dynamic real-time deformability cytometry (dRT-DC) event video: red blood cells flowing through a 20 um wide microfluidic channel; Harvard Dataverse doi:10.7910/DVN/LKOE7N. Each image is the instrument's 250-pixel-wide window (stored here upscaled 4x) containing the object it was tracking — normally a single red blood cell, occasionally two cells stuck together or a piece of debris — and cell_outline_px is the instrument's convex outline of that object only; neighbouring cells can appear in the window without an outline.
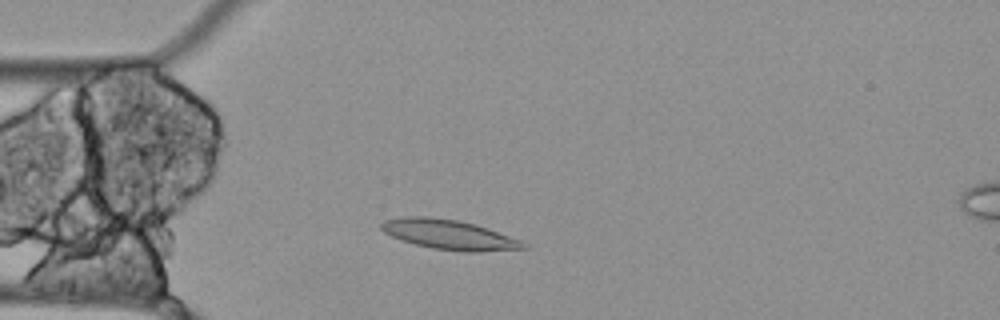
{"species": "Egyptian fruit bat (a non-hibernating species)", "species_latin": "Rousettus aegyptiacus", "temperature_condition": "cold", "stored_images_in_passage": 49, "camera_frame_rate_fps": 3000, "um_per_image_px": 0.085, "animal": {"sex": "female"}, "frame": {"image": 1, "passage_image": 7, "time_ms": 2.0, "image_size_px": [1000, 320], "cell_outline_px": [[528, 248], [480, 252], [460, 252], [432, 248], [416, 244], [392, 236], [384, 232], [380, 228], [380, 224], [384, 220], [404, 216], [428, 216], [460, 220], [476, 224], [488, 228], [520, 240], [528, 244]], "centroid_in_image_um": [38.2, 19.94], "position_along_channel_um": 46.8, "area_um2": 24.8}}
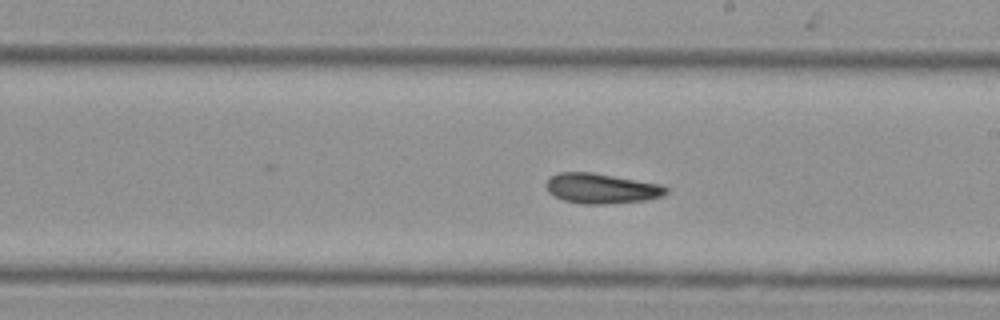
{"frame": {"image": 2, "passage_image": 24, "time_ms": 7.667, "image_size_px": [1000, 320], "cell_outline_px": [[668, 192], [664, 196], [648, 200], [604, 204], [584, 204], [564, 200], [548, 192], [548, 180], [552, 176], [560, 172], [592, 172], [664, 184], [668, 188]], "centroid_in_image_um": [51.22, 16.01], "position_along_channel_um": 237.8, "area_um2": 21.1}}
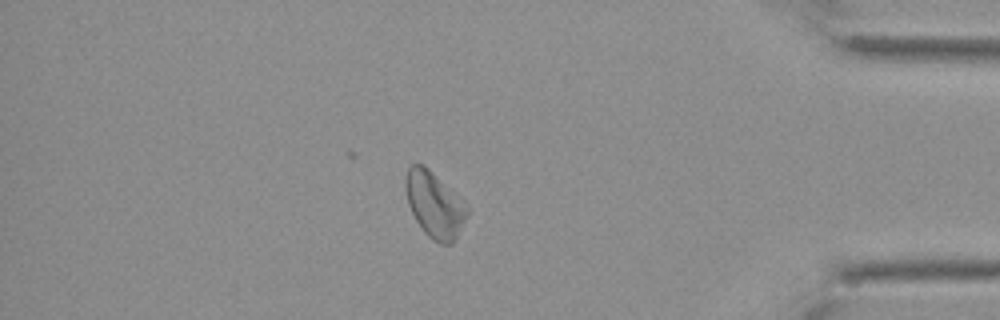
{"frame": {"image": 3, "passage_image": 41, "time_ms": 13.333, "image_size_px": [1000, 320], "cell_outline_px": [[468, 216], [456, 240], [452, 244], [440, 244], [432, 240], [424, 232], [416, 220], [408, 204], [404, 188], [404, 180], [408, 168], [412, 164], [424, 164], [468, 208]], "centroid_in_image_um": [36.91, 17.44], "position_along_channel_um": 398.3, "area_um2": 23.35}}